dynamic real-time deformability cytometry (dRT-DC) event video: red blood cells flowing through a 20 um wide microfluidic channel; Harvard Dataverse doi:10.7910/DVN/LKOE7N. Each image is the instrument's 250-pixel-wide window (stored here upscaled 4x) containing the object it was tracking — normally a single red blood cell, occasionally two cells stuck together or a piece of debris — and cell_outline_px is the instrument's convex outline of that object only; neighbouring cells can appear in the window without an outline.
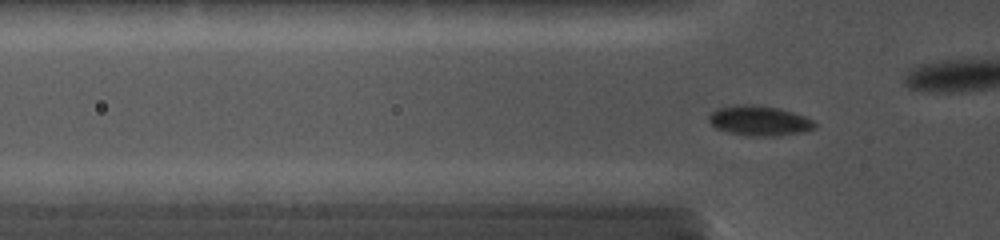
{"species": "common noctule bat (a hibernating species)", "species_latin": "Nyctalus noctula", "temperature_condition": "cold", "stored_images_in_passage": 62, "camera_frame_rate_fps": 5000, "um_per_image_px": 0.085, "animal": {"sex": "female", "body_mass_g": 19.0, "forearm_length_mm": 56.7}, "frame": {"image": 1, "passage_image": 4, "time_ms": 0.4, "image_size_px": [1000, 240], "cell_outline_px": [[816, 128], [804, 132], [780, 136], [752, 136], [728, 132], [716, 128], [708, 120], [708, 116], [712, 112], [720, 108], [776, 108], [804, 116], [812, 120], [816, 124]], "centroid_in_image_um": [64.61, 10.35], "position_along_channel_um": 61.2, "area_um2": 17.34}}
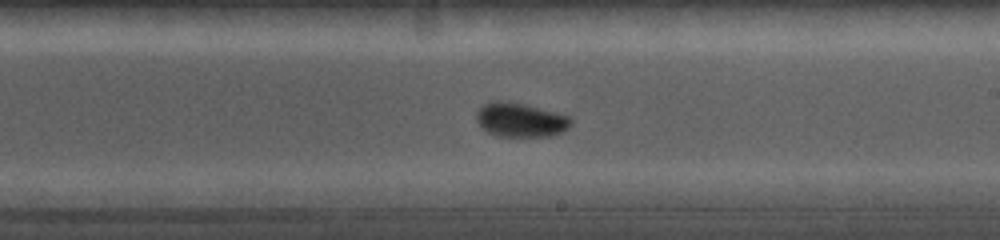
{"frame": {"image": 2, "passage_image": 32, "time_ms": 5.0, "image_size_px": [1000, 240], "cell_outline_px": [[572, 124], [568, 128], [560, 132], [548, 136], [496, 136], [488, 132], [476, 120], [476, 112], [484, 104], [496, 100], [500, 100], [524, 104], [568, 116], [572, 120]], "centroid_in_image_um": [44.22, 10.19], "position_along_channel_um": 244.8, "area_um2": 18.5}}
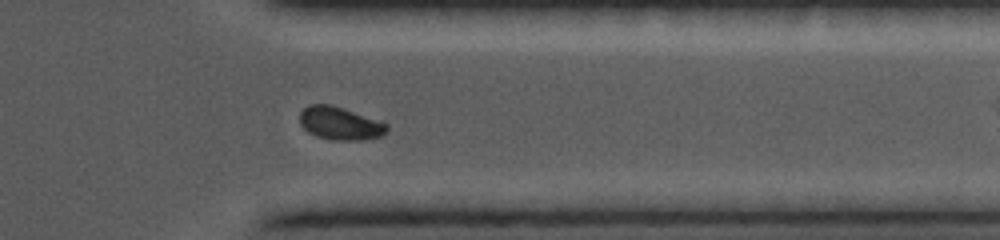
{"frame": {"image": 3, "passage_image": 51, "time_ms": 8.4, "image_size_px": [1000, 240], "cell_outline_px": [[388, 128], [380, 136], [364, 140], [332, 140], [316, 136], [308, 132], [300, 124], [300, 112], [308, 104], [332, 104], [384, 120], [388, 124]], "centroid_in_image_um": [28.93, 10.46], "position_along_channel_um": 382.5, "area_um2": 17.17}}